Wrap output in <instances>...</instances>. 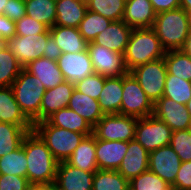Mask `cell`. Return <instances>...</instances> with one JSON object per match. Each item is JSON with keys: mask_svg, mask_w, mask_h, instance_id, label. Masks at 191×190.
I'll use <instances>...</instances> for the list:
<instances>
[{"mask_svg": "<svg viewBox=\"0 0 191 190\" xmlns=\"http://www.w3.org/2000/svg\"><path fill=\"white\" fill-rule=\"evenodd\" d=\"M21 144L26 153V177L30 184H54L59 162L41 137L34 130L29 131Z\"/></svg>", "mask_w": 191, "mask_h": 190, "instance_id": "obj_1", "label": "cell"}, {"mask_svg": "<svg viewBox=\"0 0 191 190\" xmlns=\"http://www.w3.org/2000/svg\"><path fill=\"white\" fill-rule=\"evenodd\" d=\"M152 29L164 50H181L191 30L190 14L179 7L156 14Z\"/></svg>", "mask_w": 191, "mask_h": 190, "instance_id": "obj_2", "label": "cell"}, {"mask_svg": "<svg viewBox=\"0 0 191 190\" xmlns=\"http://www.w3.org/2000/svg\"><path fill=\"white\" fill-rule=\"evenodd\" d=\"M165 53L152 28L133 29L124 52L126 68L130 72L137 66L163 58Z\"/></svg>", "mask_w": 191, "mask_h": 190, "instance_id": "obj_3", "label": "cell"}, {"mask_svg": "<svg viewBox=\"0 0 191 190\" xmlns=\"http://www.w3.org/2000/svg\"><path fill=\"white\" fill-rule=\"evenodd\" d=\"M11 88L25 116L33 125L40 122L41 103L46 91L41 81L23 68Z\"/></svg>", "mask_w": 191, "mask_h": 190, "instance_id": "obj_4", "label": "cell"}, {"mask_svg": "<svg viewBox=\"0 0 191 190\" xmlns=\"http://www.w3.org/2000/svg\"><path fill=\"white\" fill-rule=\"evenodd\" d=\"M33 130L58 162L66 161L85 137L82 133L51 125L47 120L35 123Z\"/></svg>", "mask_w": 191, "mask_h": 190, "instance_id": "obj_5", "label": "cell"}, {"mask_svg": "<svg viewBox=\"0 0 191 190\" xmlns=\"http://www.w3.org/2000/svg\"><path fill=\"white\" fill-rule=\"evenodd\" d=\"M130 73L138 81L153 104L163 97L167 77L164 57L137 66Z\"/></svg>", "mask_w": 191, "mask_h": 190, "instance_id": "obj_6", "label": "cell"}, {"mask_svg": "<svg viewBox=\"0 0 191 190\" xmlns=\"http://www.w3.org/2000/svg\"><path fill=\"white\" fill-rule=\"evenodd\" d=\"M137 119L122 114H104L93 127V135L100 140L128 142L135 139Z\"/></svg>", "mask_w": 191, "mask_h": 190, "instance_id": "obj_7", "label": "cell"}, {"mask_svg": "<svg viewBox=\"0 0 191 190\" xmlns=\"http://www.w3.org/2000/svg\"><path fill=\"white\" fill-rule=\"evenodd\" d=\"M154 104L129 72L123 75L121 114L143 118L153 115Z\"/></svg>", "mask_w": 191, "mask_h": 190, "instance_id": "obj_8", "label": "cell"}, {"mask_svg": "<svg viewBox=\"0 0 191 190\" xmlns=\"http://www.w3.org/2000/svg\"><path fill=\"white\" fill-rule=\"evenodd\" d=\"M172 132L166 123L150 115L137 119L135 139L150 153L170 145Z\"/></svg>", "mask_w": 191, "mask_h": 190, "instance_id": "obj_9", "label": "cell"}, {"mask_svg": "<svg viewBox=\"0 0 191 190\" xmlns=\"http://www.w3.org/2000/svg\"><path fill=\"white\" fill-rule=\"evenodd\" d=\"M87 50L93 64L94 73L103 77H118L129 73L124 55L109 50L101 45L89 42Z\"/></svg>", "mask_w": 191, "mask_h": 190, "instance_id": "obj_10", "label": "cell"}, {"mask_svg": "<svg viewBox=\"0 0 191 190\" xmlns=\"http://www.w3.org/2000/svg\"><path fill=\"white\" fill-rule=\"evenodd\" d=\"M51 36L48 29L43 34L33 36H15L7 42V46L24 68L29 62L43 57L47 40Z\"/></svg>", "mask_w": 191, "mask_h": 190, "instance_id": "obj_11", "label": "cell"}, {"mask_svg": "<svg viewBox=\"0 0 191 190\" xmlns=\"http://www.w3.org/2000/svg\"><path fill=\"white\" fill-rule=\"evenodd\" d=\"M148 161L150 171L157 174L170 186L175 183V178L181 165V159L170 145L150 152Z\"/></svg>", "mask_w": 191, "mask_h": 190, "instance_id": "obj_12", "label": "cell"}, {"mask_svg": "<svg viewBox=\"0 0 191 190\" xmlns=\"http://www.w3.org/2000/svg\"><path fill=\"white\" fill-rule=\"evenodd\" d=\"M153 115L166 123L172 131L191 128V116L186 105L176 103L167 97H161L154 104Z\"/></svg>", "mask_w": 191, "mask_h": 190, "instance_id": "obj_13", "label": "cell"}, {"mask_svg": "<svg viewBox=\"0 0 191 190\" xmlns=\"http://www.w3.org/2000/svg\"><path fill=\"white\" fill-rule=\"evenodd\" d=\"M64 80L73 84L94 73L88 50L79 53H62L57 60Z\"/></svg>", "mask_w": 191, "mask_h": 190, "instance_id": "obj_14", "label": "cell"}, {"mask_svg": "<svg viewBox=\"0 0 191 190\" xmlns=\"http://www.w3.org/2000/svg\"><path fill=\"white\" fill-rule=\"evenodd\" d=\"M94 172L73 167L66 161L57 166L55 190H93Z\"/></svg>", "mask_w": 191, "mask_h": 190, "instance_id": "obj_15", "label": "cell"}, {"mask_svg": "<svg viewBox=\"0 0 191 190\" xmlns=\"http://www.w3.org/2000/svg\"><path fill=\"white\" fill-rule=\"evenodd\" d=\"M128 142L106 141L95 137V155L99 170H118L127 152Z\"/></svg>", "mask_w": 191, "mask_h": 190, "instance_id": "obj_16", "label": "cell"}, {"mask_svg": "<svg viewBox=\"0 0 191 190\" xmlns=\"http://www.w3.org/2000/svg\"><path fill=\"white\" fill-rule=\"evenodd\" d=\"M149 152L136 140L128 141V149L118 172L128 181L149 169Z\"/></svg>", "mask_w": 191, "mask_h": 190, "instance_id": "obj_17", "label": "cell"}, {"mask_svg": "<svg viewBox=\"0 0 191 190\" xmlns=\"http://www.w3.org/2000/svg\"><path fill=\"white\" fill-rule=\"evenodd\" d=\"M155 18L150 0H126L122 20L132 29L152 28Z\"/></svg>", "mask_w": 191, "mask_h": 190, "instance_id": "obj_18", "label": "cell"}, {"mask_svg": "<svg viewBox=\"0 0 191 190\" xmlns=\"http://www.w3.org/2000/svg\"><path fill=\"white\" fill-rule=\"evenodd\" d=\"M132 30L123 20L112 21L93 43L124 55Z\"/></svg>", "mask_w": 191, "mask_h": 190, "instance_id": "obj_19", "label": "cell"}, {"mask_svg": "<svg viewBox=\"0 0 191 190\" xmlns=\"http://www.w3.org/2000/svg\"><path fill=\"white\" fill-rule=\"evenodd\" d=\"M74 89V84L66 80L55 88L47 89L41 103V121L46 120L54 112L66 108Z\"/></svg>", "mask_w": 191, "mask_h": 190, "instance_id": "obj_20", "label": "cell"}, {"mask_svg": "<svg viewBox=\"0 0 191 190\" xmlns=\"http://www.w3.org/2000/svg\"><path fill=\"white\" fill-rule=\"evenodd\" d=\"M24 69L38 78L46 90L55 88L65 81L57 61L50 60L49 58L40 57L29 62Z\"/></svg>", "mask_w": 191, "mask_h": 190, "instance_id": "obj_21", "label": "cell"}, {"mask_svg": "<svg viewBox=\"0 0 191 190\" xmlns=\"http://www.w3.org/2000/svg\"><path fill=\"white\" fill-rule=\"evenodd\" d=\"M123 76L105 77L103 91L98 102L103 114H121Z\"/></svg>", "mask_w": 191, "mask_h": 190, "instance_id": "obj_22", "label": "cell"}, {"mask_svg": "<svg viewBox=\"0 0 191 190\" xmlns=\"http://www.w3.org/2000/svg\"><path fill=\"white\" fill-rule=\"evenodd\" d=\"M0 121L18 126H33L16 102L11 86L0 87Z\"/></svg>", "mask_w": 191, "mask_h": 190, "instance_id": "obj_23", "label": "cell"}, {"mask_svg": "<svg viewBox=\"0 0 191 190\" xmlns=\"http://www.w3.org/2000/svg\"><path fill=\"white\" fill-rule=\"evenodd\" d=\"M87 10V3L83 0H56L55 26L78 28Z\"/></svg>", "mask_w": 191, "mask_h": 190, "instance_id": "obj_24", "label": "cell"}, {"mask_svg": "<svg viewBox=\"0 0 191 190\" xmlns=\"http://www.w3.org/2000/svg\"><path fill=\"white\" fill-rule=\"evenodd\" d=\"M49 30L62 53H79L87 50L88 42L80 34L78 28L54 25Z\"/></svg>", "mask_w": 191, "mask_h": 190, "instance_id": "obj_25", "label": "cell"}, {"mask_svg": "<svg viewBox=\"0 0 191 190\" xmlns=\"http://www.w3.org/2000/svg\"><path fill=\"white\" fill-rule=\"evenodd\" d=\"M66 162L80 170L95 173L98 170L95 155V136L93 134L85 136Z\"/></svg>", "mask_w": 191, "mask_h": 190, "instance_id": "obj_26", "label": "cell"}, {"mask_svg": "<svg viewBox=\"0 0 191 190\" xmlns=\"http://www.w3.org/2000/svg\"><path fill=\"white\" fill-rule=\"evenodd\" d=\"M67 107L82 116L92 127L104 116L98 100L84 95L76 89H74Z\"/></svg>", "mask_w": 191, "mask_h": 190, "instance_id": "obj_27", "label": "cell"}, {"mask_svg": "<svg viewBox=\"0 0 191 190\" xmlns=\"http://www.w3.org/2000/svg\"><path fill=\"white\" fill-rule=\"evenodd\" d=\"M46 120L51 125L82 133L85 136L93 134V127L82 116L68 107L54 112Z\"/></svg>", "mask_w": 191, "mask_h": 190, "instance_id": "obj_28", "label": "cell"}, {"mask_svg": "<svg viewBox=\"0 0 191 190\" xmlns=\"http://www.w3.org/2000/svg\"><path fill=\"white\" fill-rule=\"evenodd\" d=\"M33 130V126H18L0 122V157L16 150L24 136Z\"/></svg>", "mask_w": 191, "mask_h": 190, "instance_id": "obj_29", "label": "cell"}, {"mask_svg": "<svg viewBox=\"0 0 191 190\" xmlns=\"http://www.w3.org/2000/svg\"><path fill=\"white\" fill-rule=\"evenodd\" d=\"M26 15L41 22L49 29L55 25L56 0H28L25 2Z\"/></svg>", "mask_w": 191, "mask_h": 190, "instance_id": "obj_30", "label": "cell"}, {"mask_svg": "<svg viewBox=\"0 0 191 190\" xmlns=\"http://www.w3.org/2000/svg\"><path fill=\"white\" fill-rule=\"evenodd\" d=\"M167 73L191 82V57L182 50L167 51L164 56Z\"/></svg>", "mask_w": 191, "mask_h": 190, "instance_id": "obj_31", "label": "cell"}, {"mask_svg": "<svg viewBox=\"0 0 191 190\" xmlns=\"http://www.w3.org/2000/svg\"><path fill=\"white\" fill-rule=\"evenodd\" d=\"M22 69L8 46L0 50V87L11 86Z\"/></svg>", "mask_w": 191, "mask_h": 190, "instance_id": "obj_32", "label": "cell"}, {"mask_svg": "<svg viewBox=\"0 0 191 190\" xmlns=\"http://www.w3.org/2000/svg\"><path fill=\"white\" fill-rule=\"evenodd\" d=\"M27 158L22 144L14 151L0 157V174L26 177Z\"/></svg>", "mask_w": 191, "mask_h": 190, "instance_id": "obj_33", "label": "cell"}, {"mask_svg": "<svg viewBox=\"0 0 191 190\" xmlns=\"http://www.w3.org/2000/svg\"><path fill=\"white\" fill-rule=\"evenodd\" d=\"M129 181L117 170H97L93 178V190H127Z\"/></svg>", "mask_w": 191, "mask_h": 190, "instance_id": "obj_34", "label": "cell"}, {"mask_svg": "<svg viewBox=\"0 0 191 190\" xmlns=\"http://www.w3.org/2000/svg\"><path fill=\"white\" fill-rule=\"evenodd\" d=\"M111 20L102 15L87 10L84 19L80 22L78 30L83 38L89 43L93 42L99 33H102L109 25Z\"/></svg>", "mask_w": 191, "mask_h": 190, "instance_id": "obj_35", "label": "cell"}, {"mask_svg": "<svg viewBox=\"0 0 191 190\" xmlns=\"http://www.w3.org/2000/svg\"><path fill=\"white\" fill-rule=\"evenodd\" d=\"M163 96L186 105L191 99V82L167 73Z\"/></svg>", "mask_w": 191, "mask_h": 190, "instance_id": "obj_36", "label": "cell"}, {"mask_svg": "<svg viewBox=\"0 0 191 190\" xmlns=\"http://www.w3.org/2000/svg\"><path fill=\"white\" fill-rule=\"evenodd\" d=\"M126 0H89L87 9L111 21L122 20Z\"/></svg>", "mask_w": 191, "mask_h": 190, "instance_id": "obj_37", "label": "cell"}, {"mask_svg": "<svg viewBox=\"0 0 191 190\" xmlns=\"http://www.w3.org/2000/svg\"><path fill=\"white\" fill-rule=\"evenodd\" d=\"M132 190H173L172 187L149 169L129 181Z\"/></svg>", "mask_w": 191, "mask_h": 190, "instance_id": "obj_38", "label": "cell"}, {"mask_svg": "<svg viewBox=\"0 0 191 190\" xmlns=\"http://www.w3.org/2000/svg\"><path fill=\"white\" fill-rule=\"evenodd\" d=\"M170 146L178 154L181 162L191 161V128L173 131Z\"/></svg>", "mask_w": 191, "mask_h": 190, "instance_id": "obj_39", "label": "cell"}, {"mask_svg": "<svg viewBox=\"0 0 191 190\" xmlns=\"http://www.w3.org/2000/svg\"><path fill=\"white\" fill-rule=\"evenodd\" d=\"M105 77L100 76L98 73H93L85 77L82 81L74 84L75 89L95 100H98L101 92L103 91Z\"/></svg>", "mask_w": 191, "mask_h": 190, "instance_id": "obj_40", "label": "cell"}, {"mask_svg": "<svg viewBox=\"0 0 191 190\" xmlns=\"http://www.w3.org/2000/svg\"><path fill=\"white\" fill-rule=\"evenodd\" d=\"M16 36H33L45 33L49 28L41 22L35 21L30 16L25 15L15 22Z\"/></svg>", "mask_w": 191, "mask_h": 190, "instance_id": "obj_41", "label": "cell"}, {"mask_svg": "<svg viewBox=\"0 0 191 190\" xmlns=\"http://www.w3.org/2000/svg\"><path fill=\"white\" fill-rule=\"evenodd\" d=\"M29 185L27 177L0 174V190H27Z\"/></svg>", "mask_w": 191, "mask_h": 190, "instance_id": "obj_42", "label": "cell"}, {"mask_svg": "<svg viewBox=\"0 0 191 190\" xmlns=\"http://www.w3.org/2000/svg\"><path fill=\"white\" fill-rule=\"evenodd\" d=\"M171 187L173 190H191V161L181 162L175 183Z\"/></svg>", "mask_w": 191, "mask_h": 190, "instance_id": "obj_43", "label": "cell"}, {"mask_svg": "<svg viewBox=\"0 0 191 190\" xmlns=\"http://www.w3.org/2000/svg\"><path fill=\"white\" fill-rule=\"evenodd\" d=\"M12 21H17L26 15L25 2L22 0H8L7 12H3Z\"/></svg>", "mask_w": 191, "mask_h": 190, "instance_id": "obj_44", "label": "cell"}, {"mask_svg": "<svg viewBox=\"0 0 191 190\" xmlns=\"http://www.w3.org/2000/svg\"><path fill=\"white\" fill-rule=\"evenodd\" d=\"M16 36V24L4 14L0 15V38L6 42Z\"/></svg>", "mask_w": 191, "mask_h": 190, "instance_id": "obj_45", "label": "cell"}, {"mask_svg": "<svg viewBox=\"0 0 191 190\" xmlns=\"http://www.w3.org/2000/svg\"><path fill=\"white\" fill-rule=\"evenodd\" d=\"M156 14L180 7V0H150Z\"/></svg>", "mask_w": 191, "mask_h": 190, "instance_id": "obj_46", "label": "cell"}, {"mask_svg": "<svg viewBox=\"0 0 191 190\" xmlns=\"http://www.w3.org/2000/svg\"><path fill=\"white\" fill-rule=\"evenodd\" d=\"M62 55V51L59 46L55 43V40L50 36L47 40L46 50L43 52V57L49 58L50 60L57 61Z\"/></svg>", "mask_w": 191, "mask_h": 190, "instance_id": "obj_47", "label": "cell"}, {"mask_svg": "<svg viewBox=\"0 0 191 190\" xmlns=\"http://www.w3.org/2000/svg\"><path fill=\"white\" fill-rule=\"evenodd\" d=\"M27 190H55L54 184H30Z\"/></svg>", "mask_w": 191, "mask_h": 190, "instance_id": "obj_48", "label": "cell"}, {"mask_svg": "<svg viewBox=\"0 0 191 190\" xmlns=\"http://www.w3.org/2000/svg\"><path fill=\"white\" fill-rule=\"evenodd\" d=\"M181 50L191 57V30L189 32L188 37L185 40L184 46L181 48Z\"/></svg>", "mask_w": 191, "mask_h": 190, "instance_id": "obj_49", "label": "cell"}, {"mask_svg": "<svg viewBox=\"0 0 191 190\" xmlns=\"http://www.w3.org/2000/svg\"><path fill=\"white\" fill-rule=\"evenodd\" d=\"M180 7L187 11L189 14L191 13V0H180Z\"/></svg>", "mask_w": 191, "mask_h": 190, "instance_id": "obj_50", "label": "cell"}, {"mask_svg": "<svg viewBox=\"0 0 191 190\" xmlns=\"http://www.w3.org/2000/svg\"><path fill=\"white\" fill-rule=\"evenodd\" d=\"M8 0H0V15L7 12Z\"/></svg>", "mask_w": 191, "mask_h": 190, "instance_id": "obj_51", "label": "cell"}, {"mask_svg": "<svg viewBox=\"0 0 191 190\" xmlns=\"http://www.w3.org/2000/svg\"><path fill=\"white\" fill-rule=\"evenodd\" d=\"M7 46V42L0 38V50H2L3 48H5Z\"/></svg>", "mask_w": 191, "mask_h": 190, "instance_id": "obj_52", "label": "cell"}, {"mask_svg": "<svg viewBox=\"0 0 191 190\" xmlns=\"http://www.w3.org/2000/svg\"><path fill=\"white\" fill-rule=\"evenodd\" d=\"M186 108L191 116V99L186 103Z\"/></svg>", "mask_w": 191, "mask_h": 190, "instance_id": "obj_53", "label": "cell"}]
</instances>
